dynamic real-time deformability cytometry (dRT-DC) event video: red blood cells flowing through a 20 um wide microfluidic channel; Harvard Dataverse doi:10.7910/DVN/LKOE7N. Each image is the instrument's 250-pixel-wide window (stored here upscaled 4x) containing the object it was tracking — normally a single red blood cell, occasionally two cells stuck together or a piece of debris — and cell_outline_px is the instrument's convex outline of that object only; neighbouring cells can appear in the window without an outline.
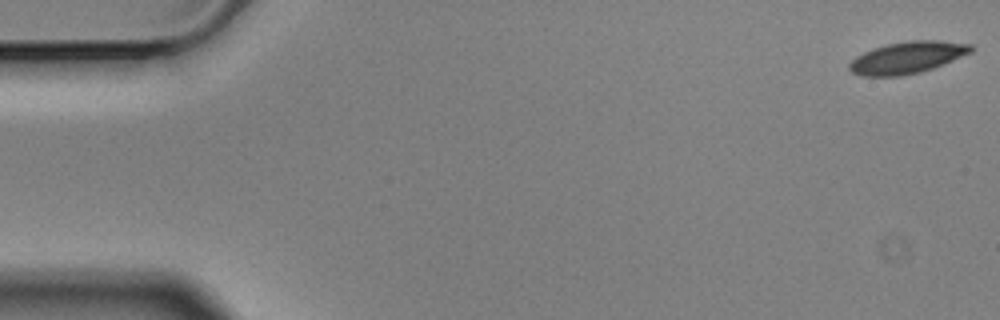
{"species": "Egyptian fruit bat (a non-hibernating species)", "species_latin": "Rousettus aegyptiacus", "temperature_condition": "cold", "stored_images_in_passage": 6, "segment_of_instrument_passage": [1, 2], "camera_frame_rate_fps": 3000, "um_per_image_px": 0.085, "animal": {"sex": "male"}, "frame": {"image": 1, "passage_image": 1, "time_ms": 0.0, "image_size_px": [1000, 320], "cell_outline_px": [[972, 52], [932, 68], [920, 72], [900, 76], [860, 76], [852, 72], [848, 68], [848, 64], [856, 56], [872, 48], [888, 44], [908, 40], [940, 40], [972, 44]], "centroid_in_image_um": [77.09, 4.88], "position_along_channel_um": 7.9, "area_um2": 22.54}}
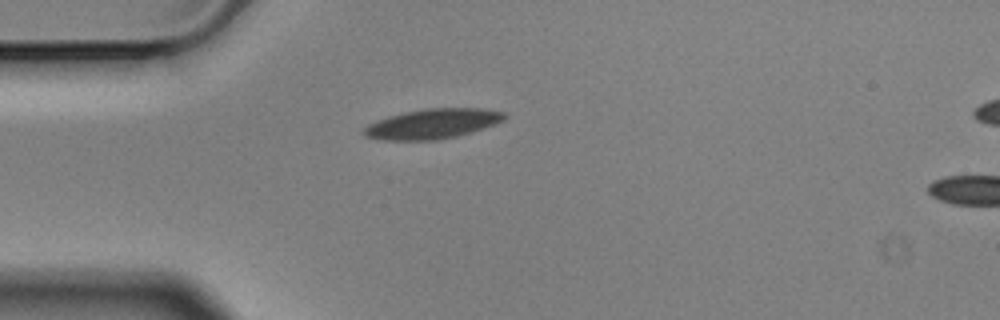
{"frame": {"image": 2, "passage_image": 5, "time_ms": 1.333, "image_size_px": [1000, 320], "cell_outline_px": [[508, 116], [504, 120], [496, 124], [472, 132], [456, 136], [436, 140], [384, 140], [364, 136], [360, 132], [368, 124], [376, 120], [388, 116], [404, 112], [424, 108], [480, 108], [504, 112]], "centroid_in_image_um": [36.75, 10.52], "position_along_channel_um": 48.2, "area_um2": 24.68}}